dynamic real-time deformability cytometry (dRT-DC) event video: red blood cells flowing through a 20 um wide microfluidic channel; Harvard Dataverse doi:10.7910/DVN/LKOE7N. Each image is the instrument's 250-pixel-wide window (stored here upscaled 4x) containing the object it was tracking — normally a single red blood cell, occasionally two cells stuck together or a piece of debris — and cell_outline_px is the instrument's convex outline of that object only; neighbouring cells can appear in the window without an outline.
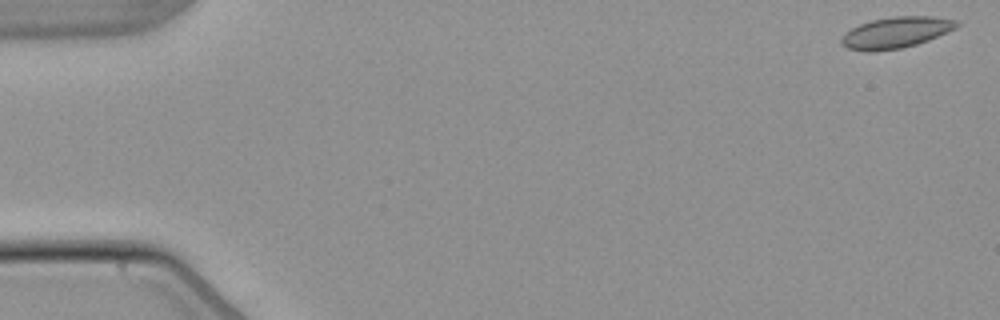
{"species": "common noctule bat (a hibernating species)", "species_latin": "Nyctalus noctula", "temperature_condition": "warm", "stored_images_in_passage": 49, "segment_of_instrument_passage": [1, 2], "camera_frame_rate_fps": 3000, "um_per_image_px": 0.085, "animal": {"sex": "male", "body_mass_g": 21.5, "forearm_length_mm": 52.0}, "frame": {"image": 1, "passage_image": 1, "time_ms": 0.0, "image_size_px": [1000, 320], "cell_outline_px": [[960, 24], [956, 28], [928, 40], [916, 44], [900, 48], [872, 52], [868, 52], [848, 48], [840, 44], [840, 40], [844, 32], [860, 24], [872, 20], [892, 16], [932, 16], [956, 20]], "centroid_in_image_um": [76.12, 2.76], "position_along_channel_um": 8.9, "area_um2": 20.92}}
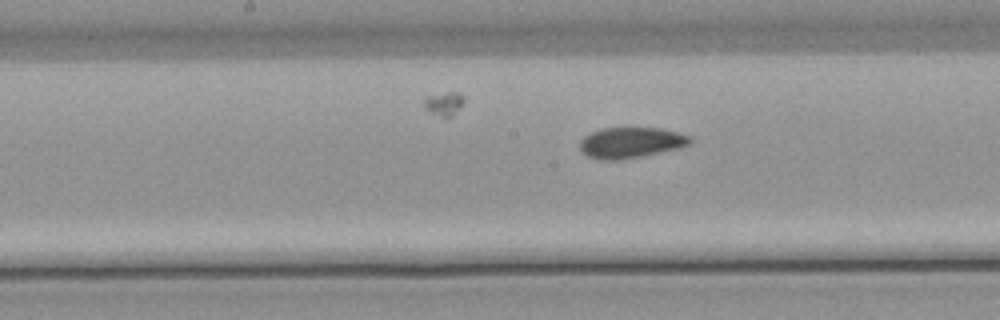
{"frame": {"image": 2, "passage_image": 27, "time_ms": 8.667, "image_size_px": [1000, 320], "cell_outline_px": [[692, 144], [680, 148], [640, 156], [616, 160], [612, 160], [588, 156], [580, 148], [580, 140], [584, 136], [600, 128], [624, 124], [660, 128], [692, 136]], "centroid_in_image_um": [53.66, 12.05], "position_along_channel_um": 194.5, "area_um2": 20.4}}
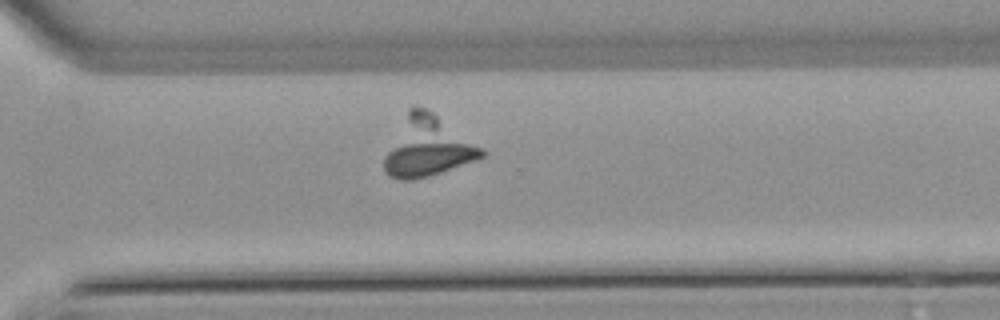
{"frame": {"image": 3, "passage_image": 38, "time_ms": 12.333, "image_size_px": [1000, 320], "cell_outline_px": [[488, 152], [484, 156], [476, 160], [428, 176], [412, 180], [400, 180], [392, 176], [384, 168], [384, 156], [408, 108], [428, 108], [484, 148]], "centroid_in_image_um": [36.39, 12.46], "position_along_channel_um": 334.2, "area_um2": 33.64}}